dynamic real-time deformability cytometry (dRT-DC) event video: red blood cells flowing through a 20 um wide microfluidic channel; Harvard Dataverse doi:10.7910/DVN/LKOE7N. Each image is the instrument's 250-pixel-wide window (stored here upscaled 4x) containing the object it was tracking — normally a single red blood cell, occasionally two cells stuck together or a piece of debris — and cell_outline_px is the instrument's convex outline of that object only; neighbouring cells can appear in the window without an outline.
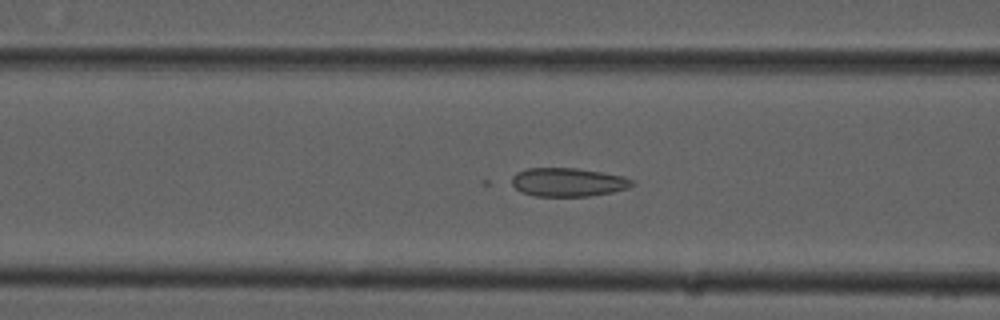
{"species": "common noctule bat (a hibernating species)", "species_latin": "Nyctalus noctula", "temperature_condition": "cold", "stored_images_in_passage": 26, "camera_frame_rate_fps": 3000, "um_per_image_px": 0.085, "animal": {"sex": "male", "forearm_length_mm": 52.5}, "frame": {"image": 1, "passage_image": 20, "time_ms": 6.333, "image_size_px": [1000, 320], "cell_outline_px": [[636, 184], [628, 188], [612, 192], [588, 196], [536, 196], [520, 192], [512, 184], [512, 176], [516, 172], [528, 168], [576, 168], [624, 176], [632, 180]], "centroid_in_image_um": [48.28, 15.48], "position_along_channel_um": 118.3, "area_um2": 20.06}}
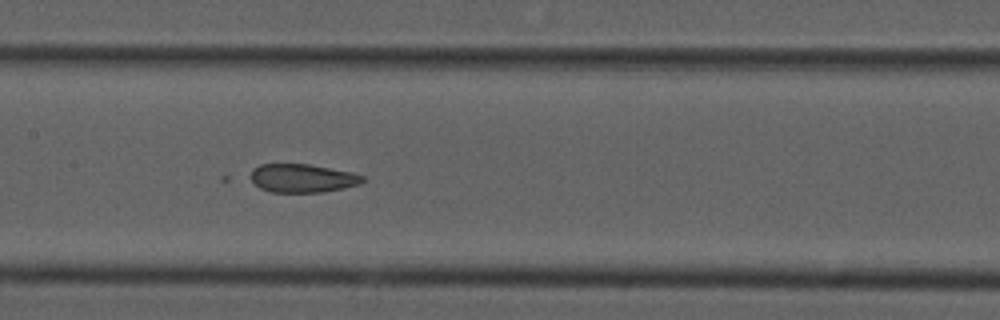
{"frame": {"image": 2, "passage_image": 25, "time_ms": 8.0, "image_size_px": [1000, 320], "cell_outline_px": [[364, 180], [360, 184], [344, 188], [324, 192], [272, 192], [260, 188], [252, 180], [252, 168], [260, 164], [308, 164], [352, 172], [364, 176]], "centroid_in_image_um": [25.73, 15.14], "position_along_channel_um": 181.7, "area_um2": 18.5}}